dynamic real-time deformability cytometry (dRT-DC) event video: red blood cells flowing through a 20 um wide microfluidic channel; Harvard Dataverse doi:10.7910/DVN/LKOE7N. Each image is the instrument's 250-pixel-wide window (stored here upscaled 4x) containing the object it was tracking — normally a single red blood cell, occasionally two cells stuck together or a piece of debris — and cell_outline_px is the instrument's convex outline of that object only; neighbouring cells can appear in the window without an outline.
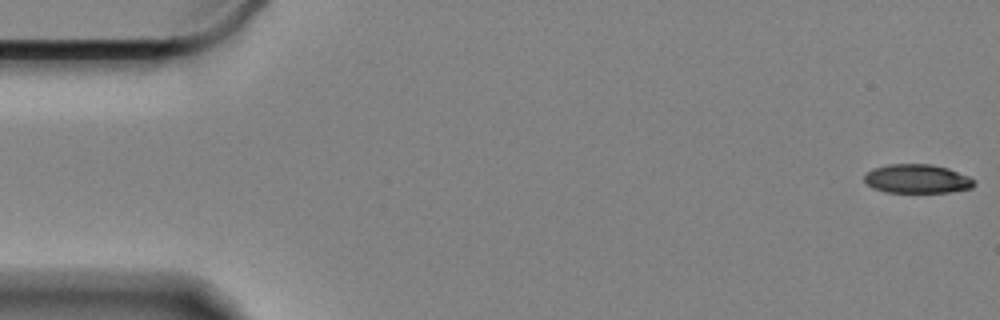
{"species": "Egyptian fruit bat (a non-hibernating species)", "species_latin": "Rousettus aegyptiacus", "temperature_condition": "cold", "stored_images_in_passage": 59, "camera_frame_rate_fps": 3000, "um_per_image_px": 0.085, "animal": {"sex": "female"}, "frame": {"image": 1, "passage_image": 1, "time_ms": 0.0, "image_size_px": [1000, 320], "cell_outline_px": [[976, 184], [972, 188], [948, 192], [884, 192], [872, 188], [864, 180], [864, 176], [872, 168], [888, 164], [932, 164], [948, 168], [968, 176], [976, 180]], "centroid_in_image_um": [77.96, 15.19], "position_along_channel_um": 7.0, "area_um2": 18.61}}
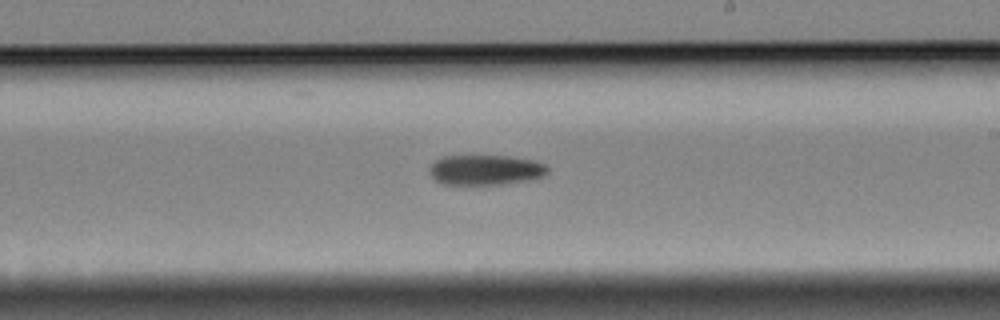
{"frame": {"image": 2, "passage_image": 34, "time_ms": 11.0, "image_size_px": [1000, 320], "cell_outline_px": [[548, 172], [540, 176], [524, 180], [504, 184], [444, 184], [436, 180], [432, 176], [432, 164], [440, 156], [508, 156], [532, 160], [544, 164], [548, 168]], "centroid_in_image_um": [41.26, 14.43], "position_along_channel_um": 247.7, "area_um2": 20.23}}
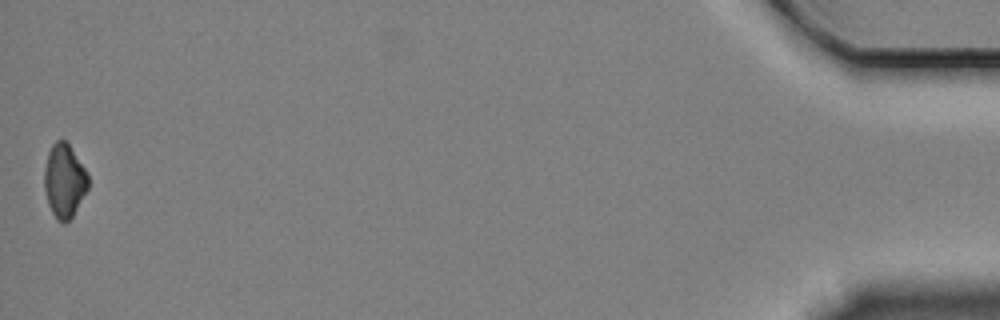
{"frame": {"image": 3, "passage_image": 59, "time_ms": 19.333, "image_size_px": [1000, 320], "cell_outline_px": [[88, 188], [72, 216], [64, 224], [56, 220], [48, 204], [44, 188], [44, 168], [48, 152], [52, 144], [56, 140], [64, 140], [68, 144], [88, 172]], "centroid_in_image_um": [5.45, 15.37], "position_along_channel_um": 429.7, "area_um2": 18.79}, "authors_computed_cell_mechanics": {"area_um2": 20.23, "velocity_mm_per_s": 3.3341, "shape_relaxation_time_tau1_ms": 7.2963, "shape_relaxation_time_tau2_ms": null, "deformation_change_tau1": 0.1214, "deformation_change_tau2": null}}